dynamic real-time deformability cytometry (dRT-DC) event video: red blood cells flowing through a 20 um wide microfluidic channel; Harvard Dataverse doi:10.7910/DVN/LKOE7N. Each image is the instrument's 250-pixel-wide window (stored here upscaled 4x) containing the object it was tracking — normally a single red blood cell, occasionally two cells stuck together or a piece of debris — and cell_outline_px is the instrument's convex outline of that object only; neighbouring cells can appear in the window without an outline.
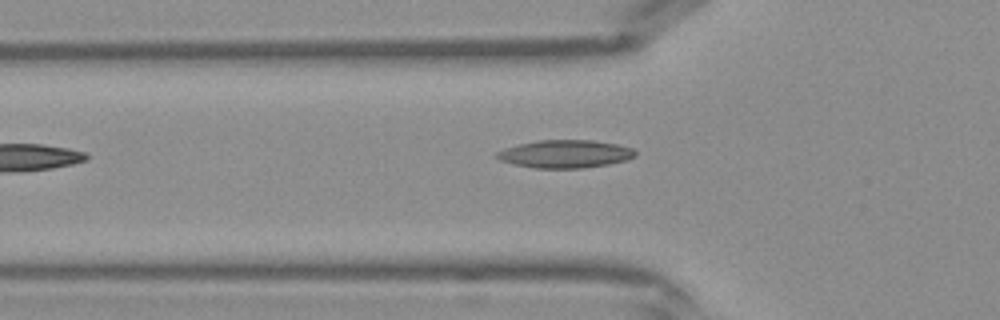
{"species": "Egyptian fruit bat (a non-hibernating species)", "species_latin": "Rousettus aegyptiacus", "temperature_condition": "warm", "stored_images_in_passage": 28, "camera_frame_rate_fps": 3000, "um_per_image_px": 0.085, "frame": {"image": 1, "passage_image": 2, "time_ms": 0.333, "image_size_px": [1000, 320], "cell_outline_px": [[636, 156], [628, 160], [608, 164], [580, 168], [536, 168], [512, 164], [500, 160], [492, 156], [496, 152], [504, 148], [536, 140], [592, 140], [616, 144], [632, 148], [636, 152]], "centroid_in_image_um": [48.01, 13.08], "position_along_channel_um": 77.8, "area_um2": 22.6}}
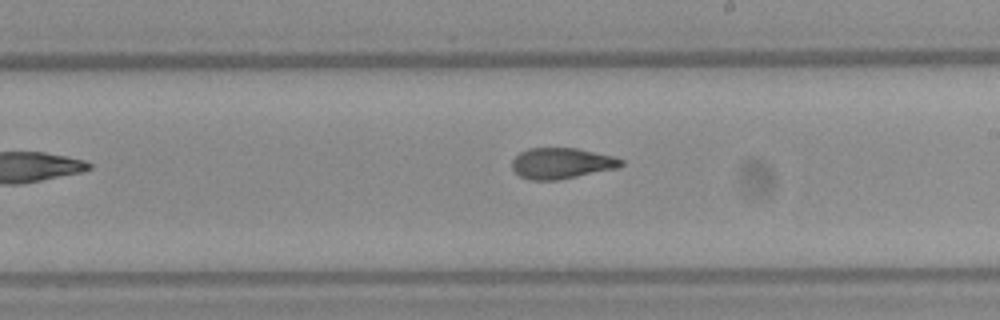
{"frame": {"image": 2, "passage_image": 12, "time_ms": 3.667, "image_size_px": [1000, 320], "cell_outline_px": [[624, 164], [620, 168], [556, 180], [528, 180], [520, 176], [512, 168], [512, 160], [520, 152], [528, 148], [576, 148], [612, 156], [624, 160]], "centroid_in_image_um": [47.74, 13.88], "position_along_channel_um": 241.3, "area_um2": 19.65}}
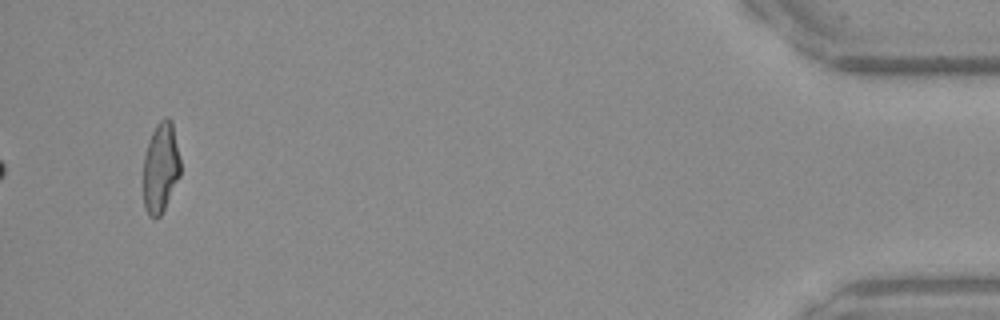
{"frame": {"image": 3, "passage_image": 28, "time_ms": 9.0, "image_size_px": [1000, 320], "cell_outline_px": [[180, 176], [160, 216], [156, 220], [148, 216], [144, 208], [144, 156], [148, 140], [156, 124], [164, 116], [168, 116], [172, 120], [180, 156]], "centroid_in_image_um": [13.66, 14.23], "position_along_channel_um": 421.5, "area_um2": 19.77}}